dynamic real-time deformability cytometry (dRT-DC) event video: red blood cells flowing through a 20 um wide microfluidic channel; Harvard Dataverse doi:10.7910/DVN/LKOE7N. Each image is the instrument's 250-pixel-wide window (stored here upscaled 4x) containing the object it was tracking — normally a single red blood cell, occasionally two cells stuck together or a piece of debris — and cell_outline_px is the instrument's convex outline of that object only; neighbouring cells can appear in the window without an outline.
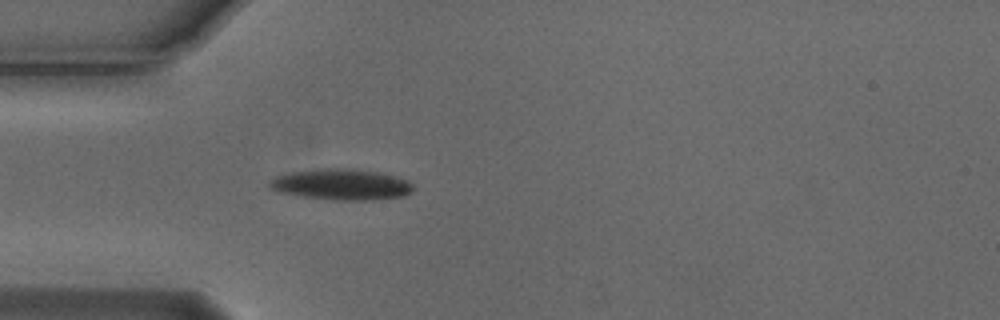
{"species": "Egyptian fruit bat (a non-hibernating species)", "species_latin": "Rousettus aegyptiacus", "temperature_condition": "cold", "stored_images_in_passage": 29, "camera_frame_rate_fps": 3000, "um_per_image_px": 0.085, "animal": {"sex": "male"}, "frame": {"image": 1, "passage_image": 6, "time_ms": 1.667, "image_size_px": [1000, 320], "cell_outline_px": [[412, 192], [404, 196], [372, 200], [332, 200], [300, 196], [276, 192], [268, 188], [268, 184], [276, 176], [292, 172], [324, 168], [356, 168], [380, 172], [396, 176], [408, 180], [412, 184]], "centroid_in_image_um": [29.02, 15.68], "position_along_channel_um": 56.0, "area_um2": 26.24}}
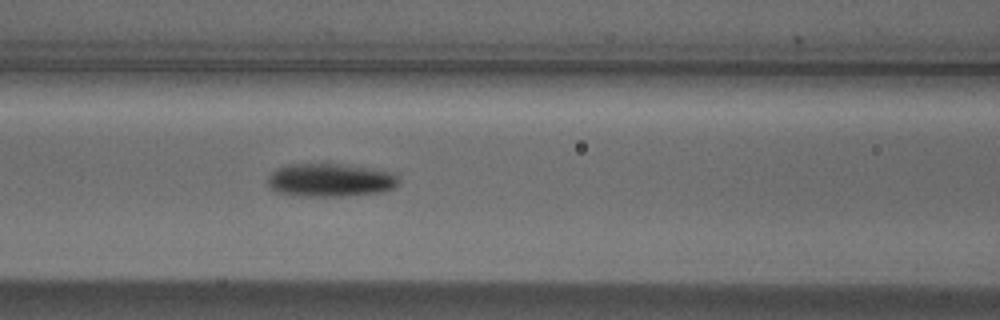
{"frame": {"image": 2, "passage_image": 13, "time_ms": 4.0, "image_size_px": [1000, 320], "cell_outline_px": [[400, 184], [392, 188], [380, 192], [344, 196], [304, 196], [276, 192], [268, 184], [268, 176], [276, 168], [288, 164], [336, 164], [372, 168], [396, 172], [400, 180]], "centroid_in_image_um": [28.11, 15.3], "position_along_channel_um": 138.5, "area_um2": 25.49}}
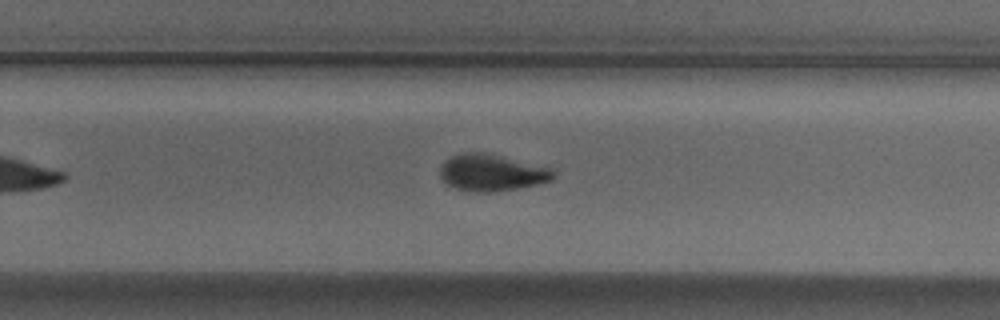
{"frame": {"image": 3, "passage_image": 25, "time_ms": 8.0, "image_size_px": [1000, 320], "cell_outline_px": [[556, 176], [552, 180], [520, 188], [492, 192], [476, 192], [456, 188], [448, 184], [440, 176], [440, 168], [444, 160], [452, 156], [464, 152], [480, 152], [500, 156], [552, 168], [556, 172]], "centroid_in_image_um": [41.81, 14.68], "position_along_channel_um": 288.0, "area_um2": 24.1}}